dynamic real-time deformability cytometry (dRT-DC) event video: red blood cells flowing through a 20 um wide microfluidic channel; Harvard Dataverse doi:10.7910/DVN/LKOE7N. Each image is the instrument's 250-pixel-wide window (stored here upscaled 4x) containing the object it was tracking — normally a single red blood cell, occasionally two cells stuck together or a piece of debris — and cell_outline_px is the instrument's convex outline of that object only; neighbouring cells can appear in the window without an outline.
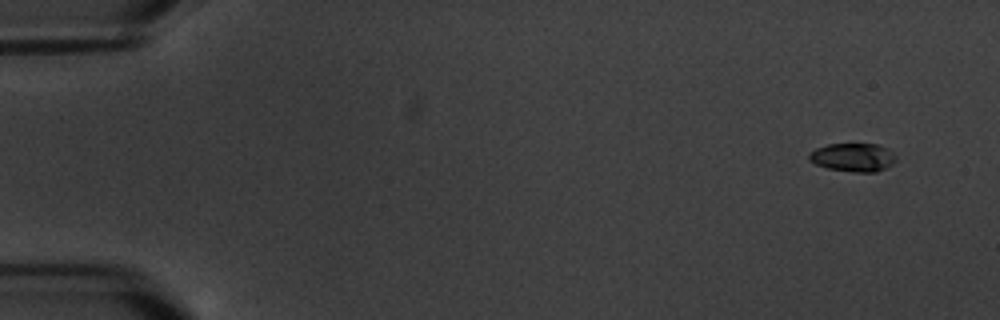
{"species": "common noctule bat (a hibernating species)", "species_latin": "Nyctalus noctula", "temperature_condition": "warm", "stored_images_in_passage": 6, "segment_of_instrument_passage": [2, 2], "camera_frame_rate_fps": 3000, "um_per_image_px": 0.085, "animal": {"sex": "male", "body_mass_g": 20.1, "forearm_length_mm": 53.5}, "frame": {"image": 1, "passage_image": 6, "time_ms": 6.0, "image_size_px": [1000, 320], "cell_outline_px": [[896, 160], [888, 168], [876, 172], [856, 172], [828, 168], [816, 164], [808, 160], [808, 156], [816, 148], [828, 144], [880, 144], [896, 156]], "centroid_in_image_um": [72.53, 13.38], "position_along_channel_um": 12.5, "area_um2": 14.33}}